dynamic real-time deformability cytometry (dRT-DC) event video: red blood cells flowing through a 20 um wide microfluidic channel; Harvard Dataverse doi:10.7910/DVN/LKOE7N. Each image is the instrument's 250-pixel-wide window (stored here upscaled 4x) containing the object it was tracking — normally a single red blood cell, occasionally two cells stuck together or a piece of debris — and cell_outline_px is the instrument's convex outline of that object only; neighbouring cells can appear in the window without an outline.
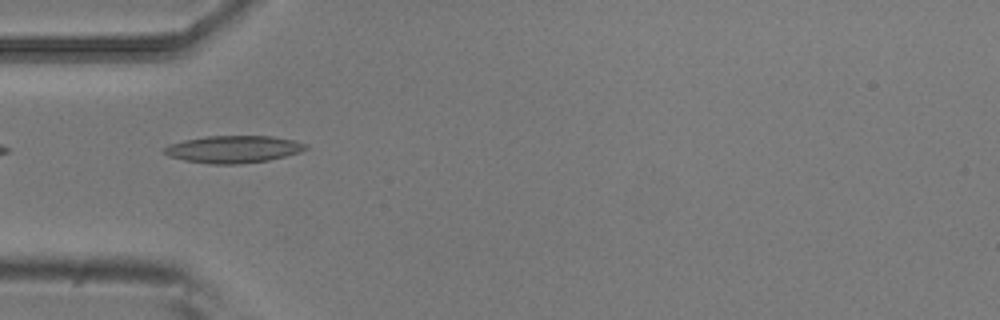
{"species": "common noctule bat (a hibernating species)", "species_latin": "Nyctalus noctula", "temperature_condition": "room temperature", "stored_images_in_passage": 7, "camera_frame_rate_fps": 3000, "um_per_image_px": 0.085, "animal": {"sex": "male", "body_mass_g": 20.5, "forearm_length_mm": 52.5}, "frame": {"image": 1, "passage_image": 5, "time_ms": 1.333, "image_size_px": [1000, 320], "cell_outline_px": [[308, 148], [300, 152], [268, 160], [240, 164], [212, 164], [184, 160], [168, 156], [164, 152], [164, 148], [168, 144], [184, 140], [204, 136], [272, 136], [296, 140], [308, 144]], "centroid_in_image_um": [19.85, 12.67], "position_along_channel_um": 65.1, "area_um2": 22.54}}
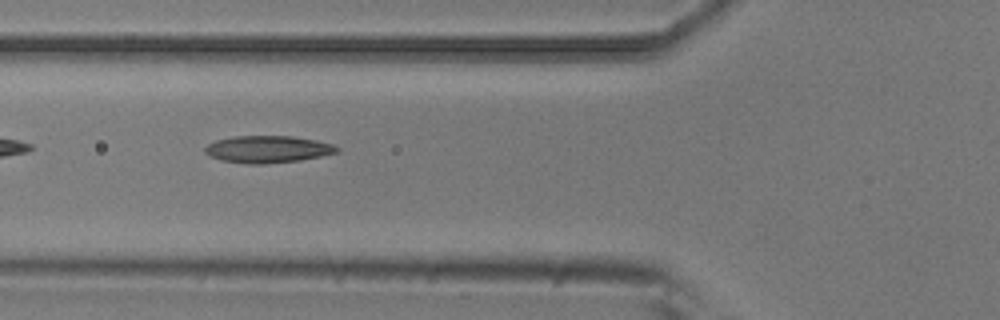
{"frame": {"image": 2, "passage_image": 6, "time_ms": 1.667, "image_size_px": [1000, 320], "cell_outline_px": [[340, 152], [300, 160], [264, 164], [248, 164], [220, 160], [204, 152], [204, 148], [208, 144], [216, 140], [232, 136], [292, 136], [316, 140], [332, 144], [340, 148]], "centroid_in_image_um": [22.76, 12.68], "position_along_channel_um": 103.0, "area_um2": 20.87}}
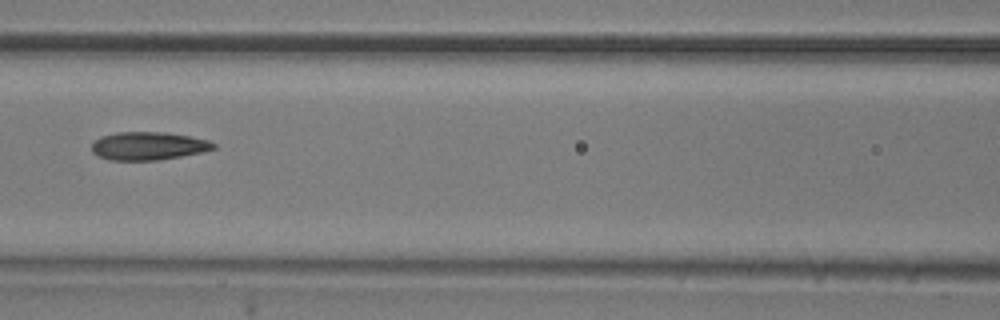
{"frame": {"image": 3, "passage_image": 7, "time_ms": 2.0, "image_size_px": [1000, 320], "cell_outline_px": [[216, 148], [204, 152], [156, 160], [108, 160], [96, 156], [92, 152], [92, 140], [100, 136], [116, 132], [164, 132], [188, 136], [208, 140], [216, 144]], "centroid_in_image_um": [12.56, 12.4], "position_along_channel_um": 154.0, "area_um2": 20.11}}